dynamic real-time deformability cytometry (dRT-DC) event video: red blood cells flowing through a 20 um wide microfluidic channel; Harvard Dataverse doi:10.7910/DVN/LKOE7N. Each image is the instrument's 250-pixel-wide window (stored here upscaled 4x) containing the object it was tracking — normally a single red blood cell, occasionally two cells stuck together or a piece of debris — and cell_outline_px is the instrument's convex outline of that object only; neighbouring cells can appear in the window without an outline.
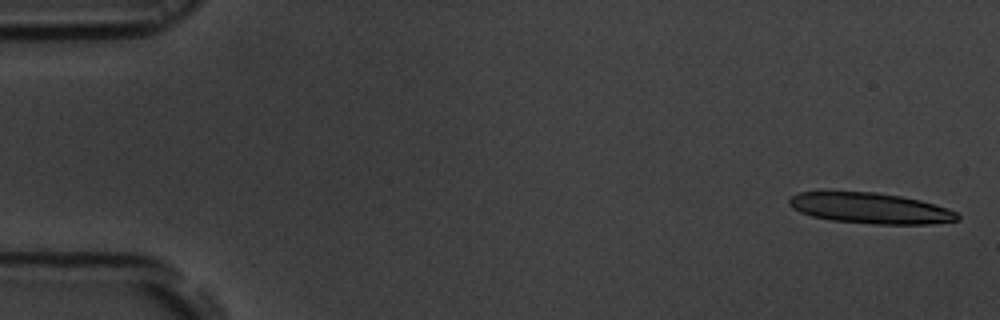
{"species": "common noctule bat (a hibernating species)", "species_latin": "Nyctalus noctula", "temperature_condition": "room temperature", "stored_images_in_passage": 16, "camera_frame_rate_fps": 3000, "um_per_image_px": 0.085, "animal": {"sex": "male", "body_mass_g": 19.5, "forearm_length_mm": 54.6}, "frame": {"image": 1, "passage_image": 2, "time_ms": 0.333, "image_size_px": [1000, 320], "cell_outline_px": [[960, 220], [928, 224], [872, 224], [832, 220], [812, 216], [800, 212], [792, 208], [788, 204], [788, 200], [792, 196], [800, 192], [876, 192], [900, 196], [920, 200], [948, 208], [956, 212], [960, 216]], "centroid_in_image_um": [73.99, 17.7], "position_along_channel_um": 11.0, "area_um2": 30.06}}